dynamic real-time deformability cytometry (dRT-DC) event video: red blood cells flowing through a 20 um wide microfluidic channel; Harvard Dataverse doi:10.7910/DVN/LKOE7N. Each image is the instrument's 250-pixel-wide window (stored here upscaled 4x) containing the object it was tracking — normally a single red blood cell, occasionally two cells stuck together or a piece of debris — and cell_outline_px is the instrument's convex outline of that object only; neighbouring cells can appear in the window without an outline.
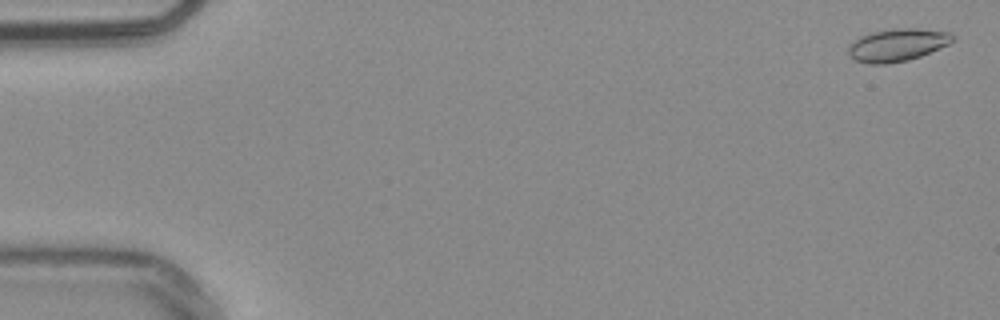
{"species": "common noctule bat (a hibernating species)", "species_latin": "Nyctalus noctula", "temperature_condition": "warm", "stored_images_in_passage": 54, "camera_frame_rate_fps": 3000, "um_per_image_px": 0.085, "animal": {"sex": "male", "body_mass_g": 20.4}, "frame": {"image": 1, "passage_image": 2, "time_ms": 0.333, "image_size_px": [1000, 320], "cell_outline_px": [[956, 40], [948, 44], [920, 56], [908, 60], [888, 64], [868, 64], [856, 60], [848, 56], [848, 48], [860, 36], [872, 32], [892, 28], [916, 28], [948, 32], [956, 36]], "centroid_in_image_um": [76.28, 3.82], "position_along_channel_um": 8.7, "area_um2": 19.83}}
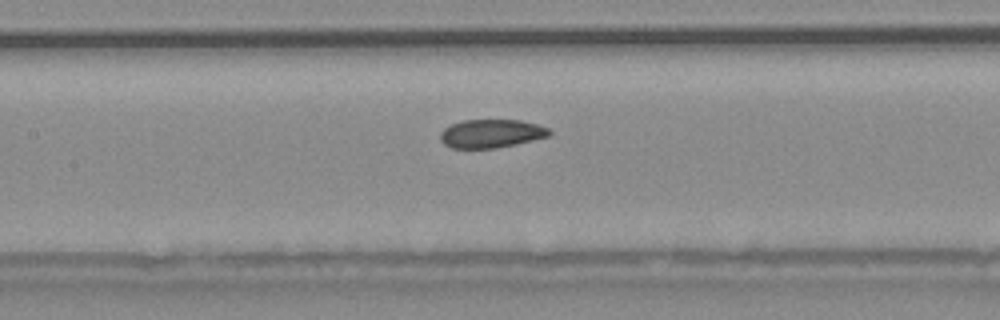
{"frame": {"image": 2, "passage_image": 26, "time_ms": 8.333, "image_size_px": [1000, 320], "cell_outline_px": [[552, 132], [548, 136], [516, 144], [496, 148], [452, 148], [444, 144], [440, 140], [440, 132], [444, 128], [460, 120], [520, 120], [536, 124], [548, 128]], "centroid_in_image_um": [41.72, 11.35], "position_along_channel_um": 165.7, "area_um2": 18.03}}
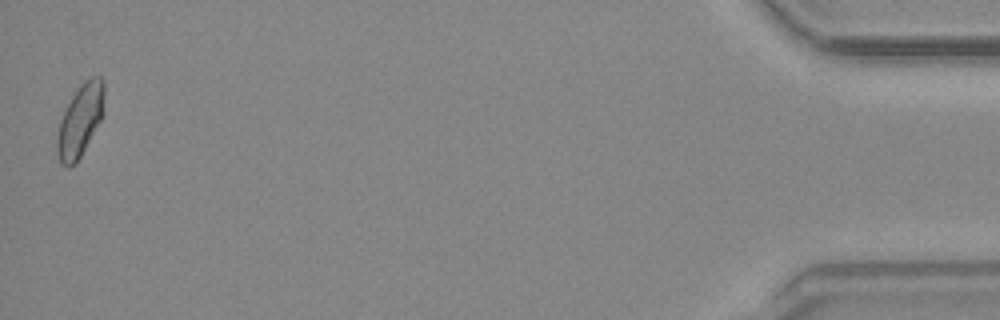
{"frame": {"image": 3, "passage_image": 54, "time_ms": 17.667, "image_size_px": [1000, 320], "cell_outline_px": [[104, 116], [76, 164], [68, 168], [60, 164], [56, 152], [56, 136], [60, 120], [72, 96], [80, 84], [84, 80], [92, 76], [100, 76], [104, 80]], "centroid_in_image_um": [6.82, 10.26], "position_along_channel_um": 428.4, "area_um2": 20.29}, "authors_computed_cell_mechanics": {"area_um2": 19.0451, "velocity_mm_per_s": 3.7959, "shape_relaxation_time_tau1_ms": 6.4541, "shape_relaxation_time_tau2_ms": 2.4189, "deformation_change_tau1": 0.1122, "deformation_change_tau2": 0.0484}}